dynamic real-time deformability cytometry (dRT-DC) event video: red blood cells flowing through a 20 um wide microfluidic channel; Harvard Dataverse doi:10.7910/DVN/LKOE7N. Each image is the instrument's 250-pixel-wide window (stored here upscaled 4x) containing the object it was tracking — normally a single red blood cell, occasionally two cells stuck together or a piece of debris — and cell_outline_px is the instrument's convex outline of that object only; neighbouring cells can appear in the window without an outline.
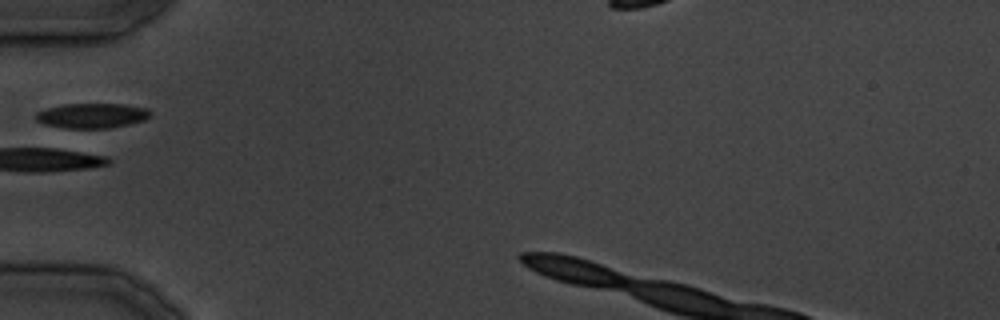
{"species": "common noctule bat (a hibernating species)", "species_latin": "Nyctalus noctula", "temperature_condition": "cold", "stored_images_in_passage": 30, "camera_frame_rate_fps": 3000, "um_per_image_px": 0.085, "animal": {"sex": "male", "body_mass_g": 19.5, "forearm_length_mm": 54.6}, "frame": {"image": 1, "passage_image": 9, "time_ms": 10.0, "image_size_px": [1000, 320], "cell_outline_px": [[152, 112], [144, 120], [128, 124], [108, 128], [68, 128], [44, 124], [36, 120], [36, 112], [48, 108], [64, 104], [124, 104], [148, 108]], "centroid_in_image_um": [7.83, 9.82], "position_along_channel_um": 77.2, "area_um2": 16.47}}